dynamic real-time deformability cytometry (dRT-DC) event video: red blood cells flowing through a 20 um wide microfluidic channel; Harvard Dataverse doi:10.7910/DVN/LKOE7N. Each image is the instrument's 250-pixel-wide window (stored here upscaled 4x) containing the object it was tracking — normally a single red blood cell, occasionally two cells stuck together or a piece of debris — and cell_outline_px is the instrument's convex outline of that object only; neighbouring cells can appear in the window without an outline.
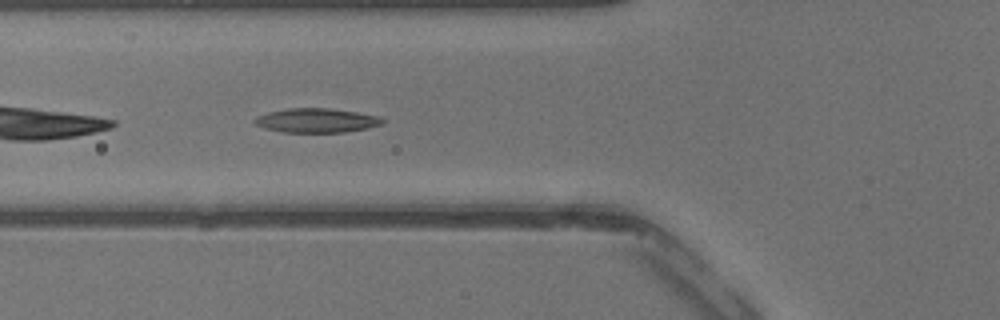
{"species": "common noctule bat (a hibernating species)", "species_latin": "Nyctalus noctula", "temperature_condition": "warm", "stored_images_in_passage": 25, "camera_frame_rate_fps": 3000, "um_per_image_px": 0.085, "animal": {"sex": "male", "body_mass_g": 13.3}, "frame": {"image": 1, "passage_image": 3, "time_ms": 0.667, "image_size_px": [1000, 320], "cell_outline_px": [[384, 124], [368, 128], [344, 132], [280, 132], [264, 128], [256, 124], [252, 120], [256, 116], [268, 112], [288, 108], [328, 108], [356, 112], [380, 116], [384, 120]], "centroid_in_image_um": [26.9, 10.24], "position_along_channel_um": 98.9, "area_um2": 18.15}}
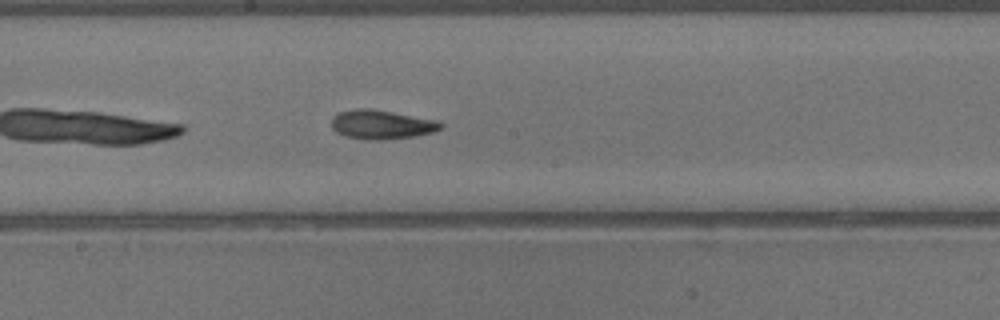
{"frame": {"image": 2, "passage_image": 10, "time_ms": 3.0, "image_size_px": [1000, 320], "cell_outline_px": [[444, 128], [432, 132], [412, 136], [380, 140], [364, 140], [344, 136], [336, 132], [332, 128], [332, 116], [340, 112], [360, 108], [368, 108], [392, 112], [436, 120], [444, 124]], "centroid_in_image_um": [32.41, 10.59], "position_along_channel_um": 215.8, "area_um2": 18.44}}
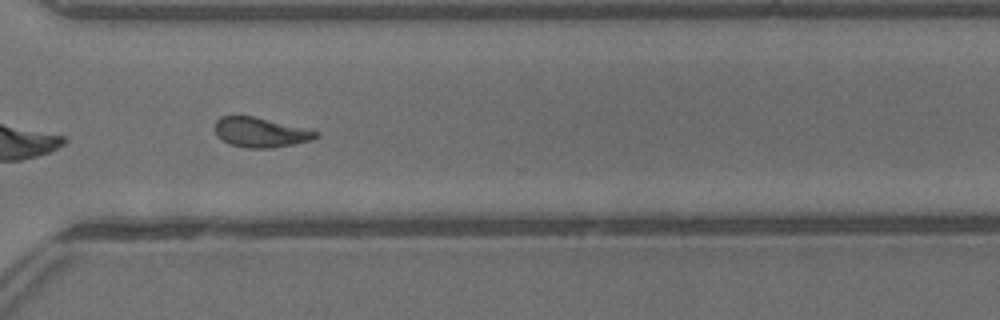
{"frame": {"image": 3, "passage_image": 18, "time_ms": 5.667, "image_size_px": [1000, 320], "cell_outline_px": [[320, 136], [312, 140], [272, 148], [244, 148], [228, 144], [216, 136], [216, 120], [220, 116], [252, 116], [320, 132]], "centroid_in_image_um": [22.12, 11.27], "position_along_channel_um": 348.5, "area_um2": 17.4}}